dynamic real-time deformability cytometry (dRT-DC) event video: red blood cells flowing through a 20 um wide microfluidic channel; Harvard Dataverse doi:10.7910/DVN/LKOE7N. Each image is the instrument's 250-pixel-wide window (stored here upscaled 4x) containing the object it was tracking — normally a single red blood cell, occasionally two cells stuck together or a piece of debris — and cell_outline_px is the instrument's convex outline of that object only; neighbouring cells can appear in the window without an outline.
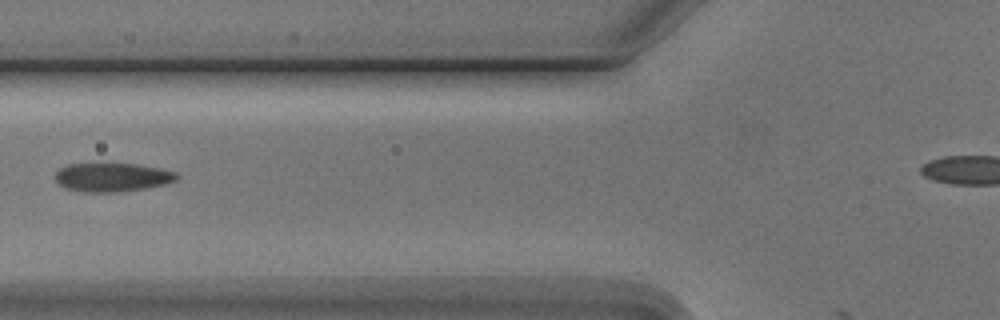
{"species": "Egyptian fruit bat (a non-hibernating species)", "species_latin": "Rousettus aegyptiacus", "temperature_condition": "cold", "stored_images_in_passage": 3, "camera_frame_rate_fps": 3000, "um_per_image_px": 0.085, "animal": {"sex": "male"}, "frame": {"image": 1, "passage_image": 2, "time_ms": 1.0, "image_size_px": [1000, 320], "cell_outline_px": [[180, 176], [176, 180], [164, 184], [144, 188], [116, 192], [84, 192], [64, 188], [56, 180], [56, 172], [60, 168], [68, 164], [136, 164], [160, 168], [176, 172]], "centroid_in_image_um": [9.54, 15.07], "position_along_channel_um": 116.3, "area_um2": 20.17}}